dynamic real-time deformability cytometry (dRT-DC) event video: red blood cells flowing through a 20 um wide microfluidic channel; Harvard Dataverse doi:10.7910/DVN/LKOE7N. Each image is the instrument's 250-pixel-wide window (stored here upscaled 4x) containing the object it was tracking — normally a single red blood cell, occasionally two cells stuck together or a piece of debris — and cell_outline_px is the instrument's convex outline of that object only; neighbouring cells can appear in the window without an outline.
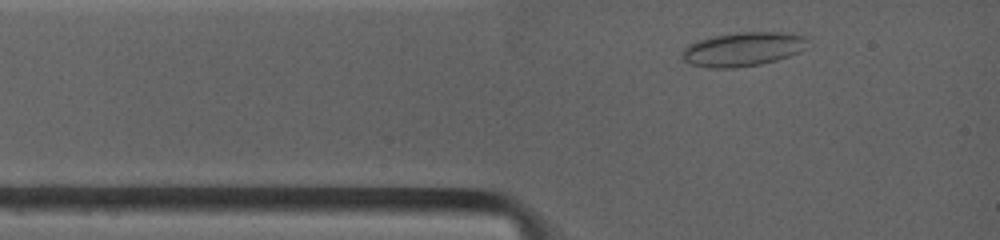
{"species": "common noctule bat (a hibernating species)", "species_latin": "Nyctalus noctula", "temperature_condition": "warm", "stored_images_in_passage": 3, "camera_frame_rate_fps": 4500, "um_per_image_px": 0.085, "animal": {"sex": "female", "body_mass_g": 19.0, "forearm_length_mm": 53.3}, "frame": {"image": 1, "passage_image": 2, "time_ms": 0.889, "image_size_px": [1000, 240], "cell_outline_px": [[800, 40], [796, 52], [788, 56], [776, 60], [760, 64], [732, 68], [712, 68], [692, 64], [684, 60], [684, 48], [700, 40], [716, 36], [744, 32], [776, 32], [800, 36]], "centroid_in_image_um": [63.0, 4.21], "position_along_channel_um": 22.0, "area_um2": 23.29}}